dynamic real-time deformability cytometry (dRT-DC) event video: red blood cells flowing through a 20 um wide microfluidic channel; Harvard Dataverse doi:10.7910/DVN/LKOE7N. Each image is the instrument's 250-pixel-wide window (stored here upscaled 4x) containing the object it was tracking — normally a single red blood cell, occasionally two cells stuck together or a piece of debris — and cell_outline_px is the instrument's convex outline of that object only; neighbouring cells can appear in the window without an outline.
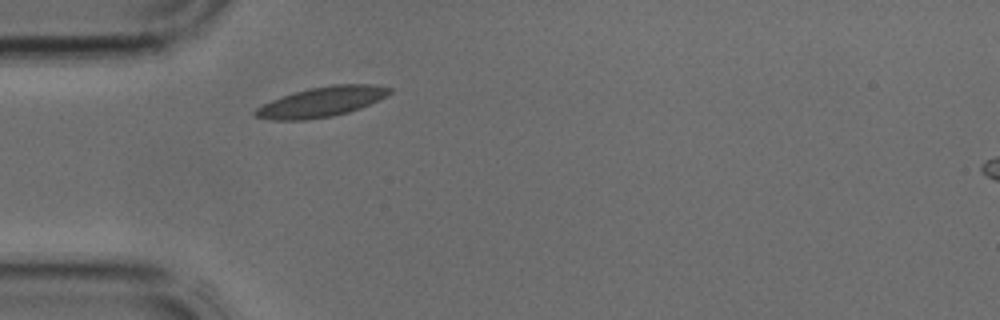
{"species": "common noctule bat (a hibernating species)", "species_latin": "Nyctalus noctula", "temperature_condition": "cold", "stored_images_in_passage": 4, "segment_of_instrument_passage": [1, 2], "camera_frame_rate_fps": 3000, "um_per_image_px": 0.085, "animal": {"sex": "male", "body_mass_g": 17.9, "forearm_length_mm": 54.2}, "frame": {"image": 1, "passage_image": 3, "time_ms": 0.667, "image_size_px": [1000, 320], "cell_outline_px": [[392, 92], [380, 100], [360, 108], [348, 112], [332, 116], [304, 120], [272, 120], [256, 116], [252, 112], [256, 108], [280, 96], [308, 88], [332, 84], [372, 84], [392, 88]], "centroid_in_image_um": [27.35, 8.65], "position_along_channel_um": 57.7, "area_um2": 23.52}}